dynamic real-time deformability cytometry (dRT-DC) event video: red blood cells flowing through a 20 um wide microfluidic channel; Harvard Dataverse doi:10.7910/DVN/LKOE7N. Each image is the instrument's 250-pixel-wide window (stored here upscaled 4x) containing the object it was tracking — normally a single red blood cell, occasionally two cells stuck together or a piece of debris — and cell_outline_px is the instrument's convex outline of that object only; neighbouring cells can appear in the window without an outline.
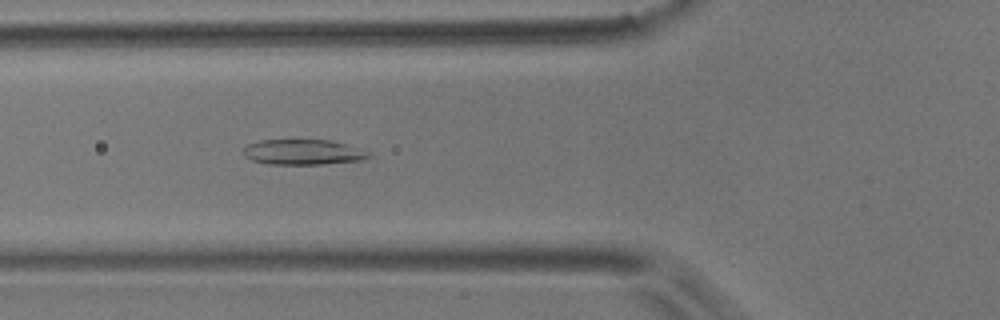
{"species": "common noctule bat (a hibernating species)", "species_latin": "Nyctalus noctula", "temperature_condition": "room temperature", "stored_images_in_passage": 38, "camera_frame_rate_fps": 3000, "um_per_image_px": 0.085, "animal": {"sex": "male", "body_mass_g": 17.9}, "frame": {"image": 1, "passage_image": 4, "time_ms": 1.0, "image_size_px": [1000, 320], "cell_outline_px": [[372, 156], [364, 160], [324, 164], [268, 164], [252, 160], [244, 156], [244, 148], [248, 144], [260, 140], [332, 140], [364, 148], [372, 152]], "centroid_in_image_um": [25.87, 12.93], "position_along_channel_um": 99.9, "area_um2": 18.84}}
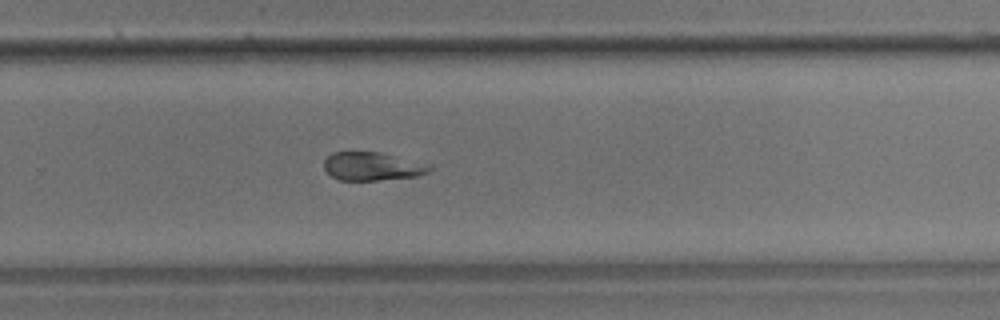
{"frame": {"image": 2, "passage_image": 20, "time_ms": 6.333, "image_size_px": [1000, 320], "cell_outline_px": [[432, 168], [428, 172], [416, 176], [376, 180], [340, 180], [332, 176], [324, 168], [324, 160], [332, 152], [380, 152], [432, 164]], "centroid_in_image_um": [31.67, 14.13], "position_along_channel_um": 298.1, "area_um2": 17.4}}
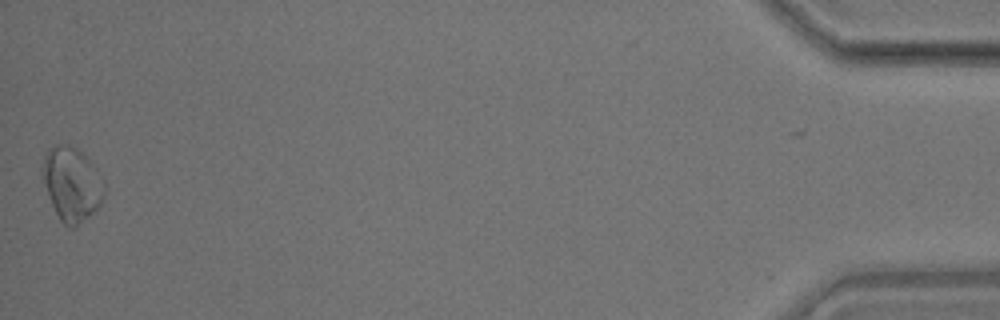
{"frame": {"image": 3, "passage_image": 38, "time_ms": 12.333, "image_size_px": [1000, 320], "cell_outline_px": [[104, 192], [100, 204], [76, 228], [72, 228], [64, 224], [60, 220], [52, 204], [40, 172], [40, 168], [44, 156], [48, 148], [56, 144], [60, 144], [76, 148], [88, 160], [104, 180]], "centroid_in_image_um": [6.06, 15.64], "position_along_channel_um": 429.1, "area_um2": 26.24}}